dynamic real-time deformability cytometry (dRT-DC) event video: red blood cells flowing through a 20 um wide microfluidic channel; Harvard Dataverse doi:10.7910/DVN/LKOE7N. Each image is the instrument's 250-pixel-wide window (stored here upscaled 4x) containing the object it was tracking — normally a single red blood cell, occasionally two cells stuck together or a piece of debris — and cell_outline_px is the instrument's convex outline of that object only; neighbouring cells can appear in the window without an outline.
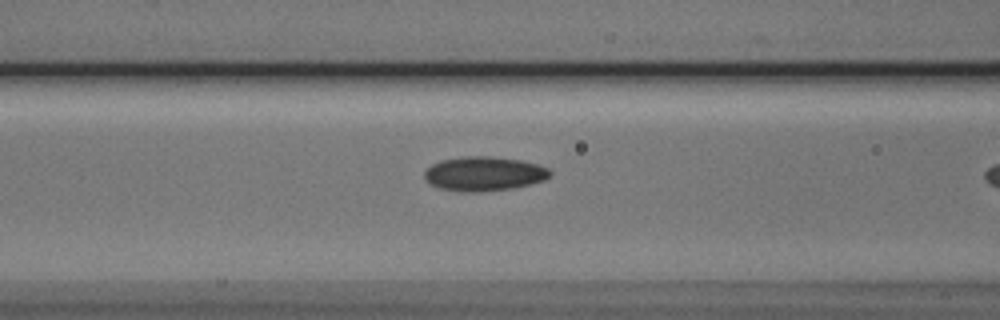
{"species": "Egyptian fruit bat (a non-hibernating species)", "species_latin": "Rousettus aegyptiacus", "temperature_condition": "cold", "stored_images_in_passage": 5, "camera_frame_rate_fps": 3000, "um_per_image_px": 0.085, "animal": {"sex": "male"}, "frame": {"image": 1, "passage_image": 4, "time_ms": 4.333, "image_size_px": [1000, 320], "cell_outline_px": [[552, 172], [544, 180], [512, 188], [476, 192], [468, 192], [440, 188], [432, 184], [424, 176], [424, 172], [432, 164], [440, 160], [468, 156], [492, 156], [524, 160], [540, 164], [548, 168]], "centroid_in_image_um": [41.17, 14.75], "position_along_channel_um": 125.4, "area_um2": 24.97}}